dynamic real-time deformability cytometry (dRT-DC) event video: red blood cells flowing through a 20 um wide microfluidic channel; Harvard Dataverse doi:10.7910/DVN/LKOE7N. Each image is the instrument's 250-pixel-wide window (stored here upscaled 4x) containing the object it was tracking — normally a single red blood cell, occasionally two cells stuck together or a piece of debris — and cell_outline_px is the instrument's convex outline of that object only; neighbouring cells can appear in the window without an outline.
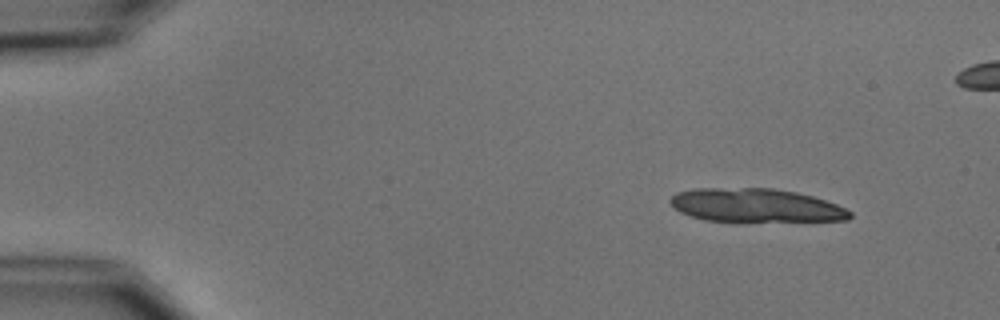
{"species": "common noctule bat (a hibernating species)", "species_latin": "Nyctalus noctula", "temperature_condition": "cold", "stored_images_in_passage": 5, "camera_frame_rate_fps": 3000, "um_per_image_px": 0.085, "animal": {"sex": "male", "body_mass_g": 15.6}, "frame": {"image": 1, "passage_image": 2, "time_ms": 1.333, "image_size_px": [1000, 320], "cell_outline_px": [[852, 216], [848, 220], [704, 220], [680, 212], [668, 200], [676, 192], [696, 188], [772, 188], [796, 192], [812, 196], [836, 204], [852, 212]], "centroid_in_image_um": [64.21, 17.43], "position_along_channel_um": 20.8, "area_um2": 34.39}}